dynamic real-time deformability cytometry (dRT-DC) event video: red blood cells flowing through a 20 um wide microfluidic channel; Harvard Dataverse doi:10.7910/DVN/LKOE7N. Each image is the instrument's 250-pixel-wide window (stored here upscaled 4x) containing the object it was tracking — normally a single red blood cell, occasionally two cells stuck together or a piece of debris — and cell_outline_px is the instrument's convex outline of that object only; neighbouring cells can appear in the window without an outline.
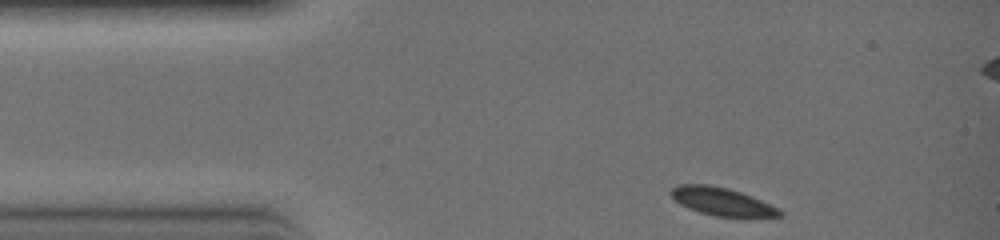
{"species": "common noctule bat (a hibernating species)", "species_latin": "Nyctalus noctula", "temperature_condition": "warm", "stored_images_in_passage": 24, "camera_frame_rate_fps": 3000, "um_per_image_px": 0.085, "animal": {"sex": "female", "body_mass_g": 19.0, "forearm_length_mm": 51.5}, "frame": {"image": 1, "passage_image": 1, "time_ms": 0.0, "image_size_px": [1000, 240], "cell_outline_px": [[784, 216], [744, 220], [716, 216], [700, 212], [688, 208], [680, 204], [668, 192], [672, 188], [680, 184], [708, 184], [728, 188], [752, 196], [780, 208], [784, 212]], "centroid_in_image_um": [61.49, 17.19], "position_along_channel_um": 23.5, "area_um2": 18.55}}
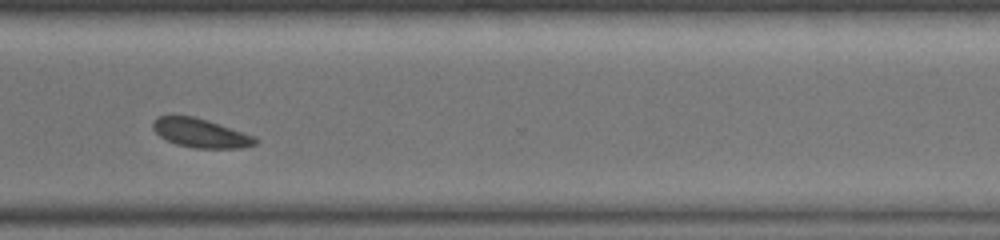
{"frame": {"image": 2, "passage_image": 20, "time_ms": 6.333, "image_size_px": [1000, 240], "cell_outline_px": [[260, 140], [256, 144], [244, 148], [196, 148], [176, 144], [160, 136], [152, 128], [152, 124], [156, 116], [172, 112], [192, 116], [208, 120], [256, 136]], "centroid_in_image_um": [17.03, 11.27], "position_along_channel_um": 353.6, "area_um2": 17.86}}
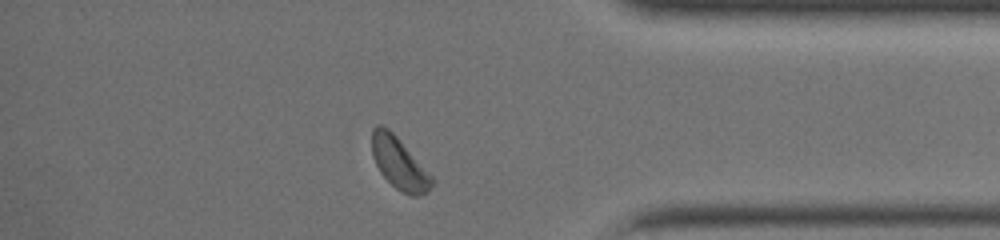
{"frame": {"image": 3, "passage_image": 23, "time_ms": 7.333, "image_size_px": [1000, 240], "cell_outline_px": [[436, 180], [428, 192], [420, 196], [412, 196], [400, 192], [380, 172], [372, 156], [372, 128], [376, 124], [380, 124], [388, 128], [400, 140]], "centroid_in_image_um": [33.95, 13.9], "position_along_channel_um": 401.3, "area_um2": 18.15}}